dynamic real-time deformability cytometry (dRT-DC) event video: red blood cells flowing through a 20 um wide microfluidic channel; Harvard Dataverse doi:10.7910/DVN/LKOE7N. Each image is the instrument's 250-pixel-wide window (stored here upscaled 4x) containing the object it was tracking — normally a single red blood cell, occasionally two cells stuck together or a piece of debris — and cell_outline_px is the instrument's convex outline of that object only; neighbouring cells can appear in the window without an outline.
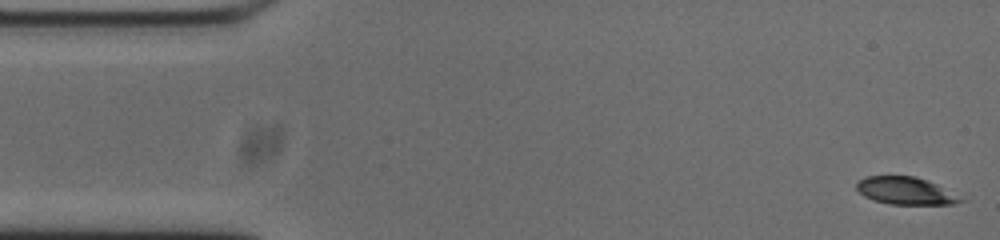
{"species": "common noctule bat (a hibernating species)", "species_latin": "Nyctalus noctula", "temperature_condition": "cold", "stored_images_in_passage": 53, "camera_frame_rate_fps": 3000, "um_per_image_px": 0.085, "animal": {"sex": "male", "body_mass_g": 20.0, "forearm_length_mm": 53.3}, "frame": {"image": 1, "passage_image": 1, "time_ms": 0.0, "image_size_px": [1000, 240], "cell_outline_px": [[968, 200], [952, 204], [888, 204], [872, 200], [864, 196], [856, 188], [856, 184], [864, 176], [916, 176], [936, 184]], "centroid_in_image_um": [76.97, 16.22], "position_along_channel_um": 8.0, "area_um2": 16.65}}
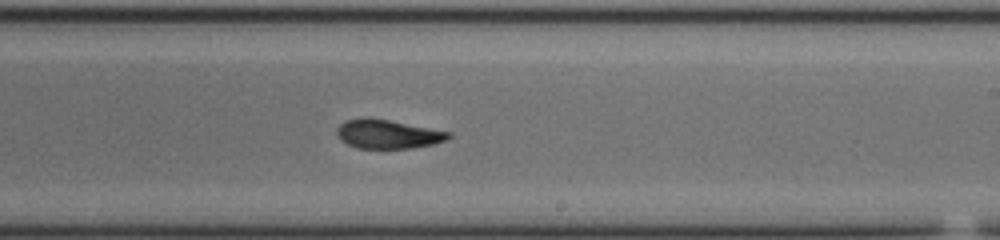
{"frame": {"image": 2, "passage_image": 30, "time_ms": 9.667, "image_size_px": [1000, 240], "cell_outline_px": [[452, 136], [448, 140], [432, 144], [412, 148], [356, 148], [340, 140], [336, 136], [336, 128], [344, 120], [368, 116], [452, 132]], "centroid_in_image_um": [32.94, 11.38], "position_along_channel_um": 256.1, "area_um2": 19.13}}
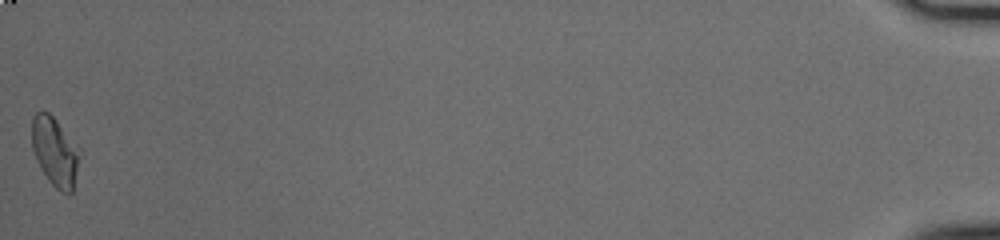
{"frame": {"image": 3, "passage_image": 53, "time_ms": 17.333, "image_size_px": [1000, 240], "cell_outline_px": [[80, 152], [72, 192], [68, 196], [60, 192], [48, 180], [40, 168], [36, 160], [32, 148], [32, 120], [36, 112], [48, 112], [56, 120], [80, 148]], "centroid_in_image_um": [4.67, 12.92], "position_along_channel_um": 430.5, "area_um2": 19.13}, "authors_computed_cell_mechanics": {"area_um2": 19.1318, "velocity_mm_per_s": 3.7317, "shape_relaxation_time_tau1_ms": 5.3066, "shape_relaxation_time_tau2_ms": 3.2074, "deformation_change_tau1": 0.1509, "deformation_change_tau2": 0.0955}}